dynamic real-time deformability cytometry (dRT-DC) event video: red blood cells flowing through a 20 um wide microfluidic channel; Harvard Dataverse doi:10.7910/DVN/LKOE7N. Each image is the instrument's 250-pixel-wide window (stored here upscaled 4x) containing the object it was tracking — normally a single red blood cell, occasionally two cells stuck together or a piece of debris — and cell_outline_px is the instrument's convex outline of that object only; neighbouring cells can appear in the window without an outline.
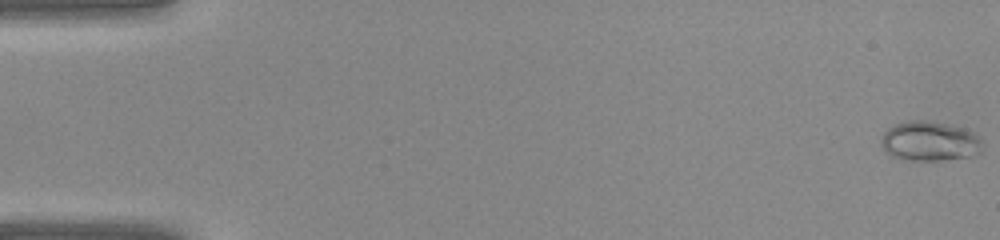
{"species": "common noctule bat (a hibernating species)", "species_latin": "Nyctalus noctula", "temperature_condition": "warm", "stored_images_in_passage": 40, "camera_frame_rate_fps": 3000, "um_per_image_px": 0.085, "animal": {"sex": "female", "body_mass_g": 22.0, "forearm_length_mm": 56.7}, "frame": {"image": 1, "passage_image": 1, "time_ms": 0.0, "image_size_px": [1000, 240], "cell_outline_px": [[984, 140], [980, 152], [972, 156], [940, 160], [900, 160], [892, 156], [880, 144], [880, 136], [888, 128], [896, 124], [912, 120], [924, 120], [964, 128], [980, 136]], "centroid_in_image_um": [79.03, 12.01], "position_along_channel_um": 6.0, "area_um2": 23.52}}
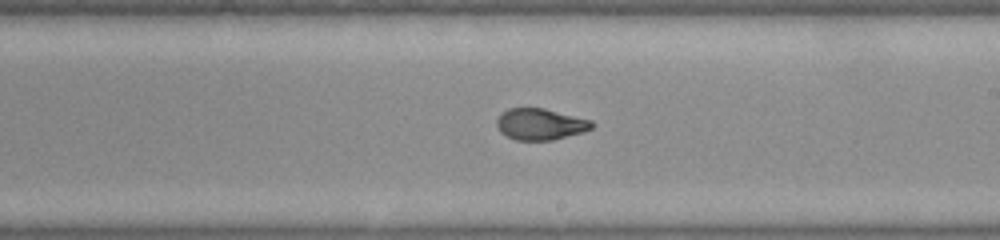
{"frame": {"image": 2, "passage_image": 24, "time_ms": 7.667, "image_size_px": [1000, 240], "cell_outline_px": [[596, 124], [592, 128], [584, 132], [552, 140], [516, 140], [500, 132], [496, 124], [496, 120], [508, 108], [544, 108], [592, 120]], "centroid_in_image_um": [45.96, 10.55], "position_along_channel_um": 243.0, "area_um2": 17.4}}
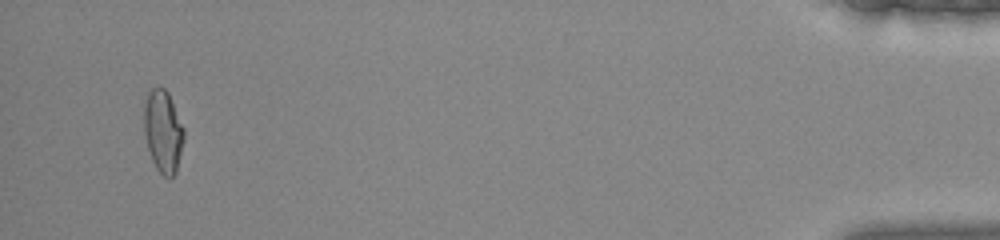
{"frame": {"image": 3, "passage_image": 39, "time_ms": 12.667, "image_size_px": [1000, 240], "cell_outline_px": [[184, 140], [176, 172], [168, 180], [156, 168], [152, 160], [148, 148], [144, 132], [144, 104], [148, 92], [152, 88], [164, 88], [168, 92], [184, 128]], "centroid_in_image_um": [13.86, 11.17], "position_along_channel_um": 421.3, "area_um2": 19.13}}